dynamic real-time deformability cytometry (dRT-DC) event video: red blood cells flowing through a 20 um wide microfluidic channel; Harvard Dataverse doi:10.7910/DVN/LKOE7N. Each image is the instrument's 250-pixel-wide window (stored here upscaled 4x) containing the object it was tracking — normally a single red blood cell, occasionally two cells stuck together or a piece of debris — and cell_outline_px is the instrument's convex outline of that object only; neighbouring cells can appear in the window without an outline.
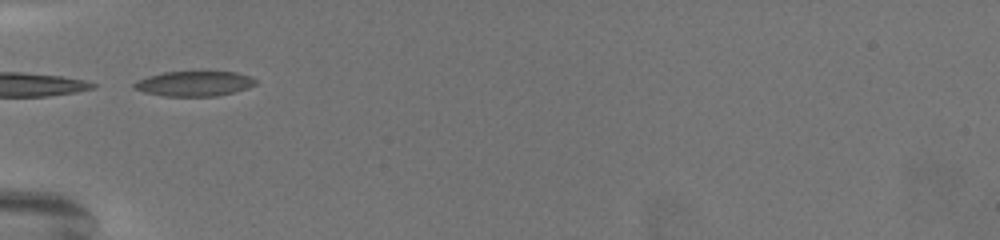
{"species": "common noctule bat (a hibernating species)", "species_latin": "Nyctalus noctula", "temperature_condition": "warm", "stored_images_in_passage": 20, "camera_frame_rate_fps": 3000, "um_per_image_px": 0.085, "animal": {"sex": "female", "body_mass_g": 19.5, "forearm_length_mm": 54.1}, "frame": {"image": 1, "passage_image": 1, "time_ms": 0.0, "image_size_px": [1000, 240], "cell_outline_px": [[256, 84], [248, 88], [216, 96], [164, 96], [144, 92], [132, 88], [132, 84], [148, 76], [164, 72], [236, 72], [248, 76], [256, 80]], "centroid_in_image_um": [16.49, 7.11], "position_along_channel_um": 68.5, "area_um2": 17.51}}